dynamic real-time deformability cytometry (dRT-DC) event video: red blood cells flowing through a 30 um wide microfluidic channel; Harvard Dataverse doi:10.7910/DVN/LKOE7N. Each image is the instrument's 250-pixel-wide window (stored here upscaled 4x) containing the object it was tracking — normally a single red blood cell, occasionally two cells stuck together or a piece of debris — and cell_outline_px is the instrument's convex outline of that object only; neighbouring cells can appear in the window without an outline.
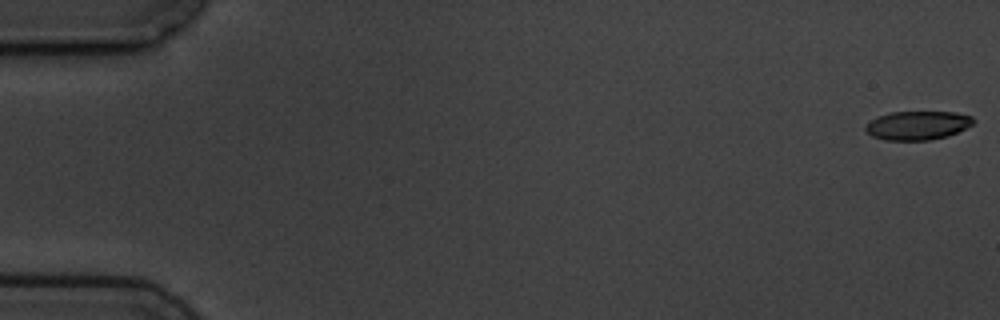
{"species": "common noctule bat (a hibernating species)", "species_latin": "Nyctalus noctula", "temperature_condition": "cold", "stored_images_in_passage": 7, "camera_frame_rate_fps": 3000, "um_per_image_px": 0.085, "animal": {"sex": "male", "body_mass_g": 19.5, "forearm_length_mm": 54.6}, "frame": {"image": 1, "passage_image": 1, "time_ms": 0.0, "image_size_px": [1000, 320], "cell_outline_px": [[976, 120], [972, 124], [948, 136], [928, 140], [884, 140], [872, 136], [864, 128], [876, 116], [892, 112], [956, 112], [972, 116]], "centroid_in_image_um": [78.0, 10.65], "position_along_channel_um": 7.0, "area_um2": 17.98}}
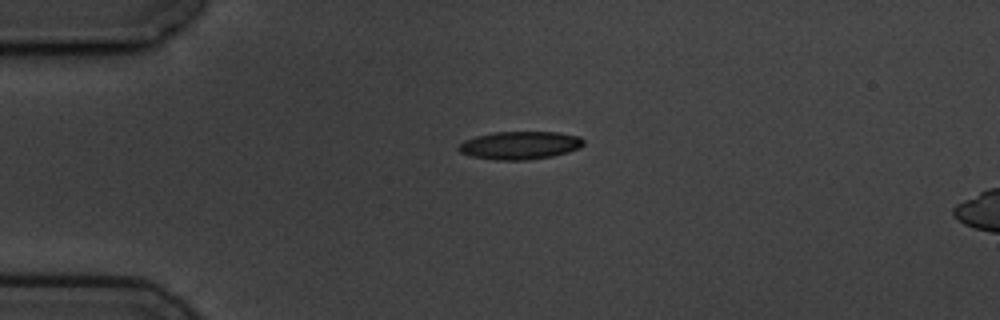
{"frame": {"image": 2, "passage_image": 5, "time_ms": 4.333, "image_size_px": [1000, 320], "cell_outline_px": [[584, 144], [580, 148], [568, 152], [552, 156], [528, 160], [496, 160], [472, 156], [460, 152], [456, 148], [464, 140], [476, 136], [496, 132], [560, 132], [580, 136], [584, 140]], "centroid_in_image_um": [44.22, 12.35], "position_along_channel_um": 40.8, "area_um2": 20.46}}
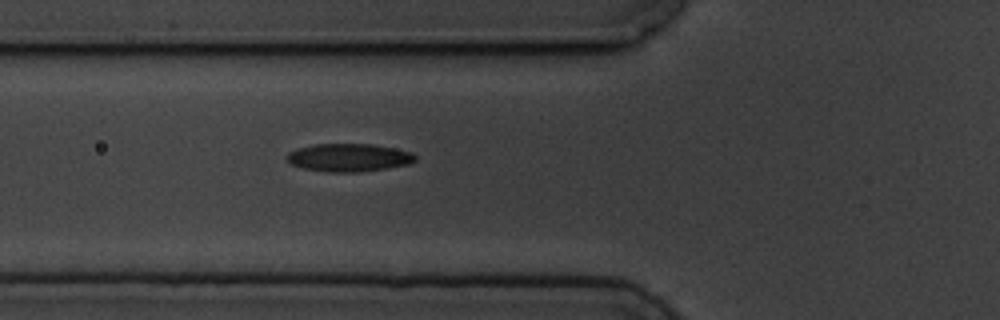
{"frame": {"image": 3, "passage_image": 7, "time_ms": 6.667, "image_size_px": [1000, 320], "cell_outline_px": [[416, 160], [408, 164], [360, 172], [328, 172], [304, 168], [292, 164], [284, 156], [288, 152], [296, 148], [316, 144], [372, 144], [412, 152], [416, 156]], "centroid_in_image_um": [29.62, 13.39], "position_along_channel_um": 96.2, "area_um2": 20.81}}